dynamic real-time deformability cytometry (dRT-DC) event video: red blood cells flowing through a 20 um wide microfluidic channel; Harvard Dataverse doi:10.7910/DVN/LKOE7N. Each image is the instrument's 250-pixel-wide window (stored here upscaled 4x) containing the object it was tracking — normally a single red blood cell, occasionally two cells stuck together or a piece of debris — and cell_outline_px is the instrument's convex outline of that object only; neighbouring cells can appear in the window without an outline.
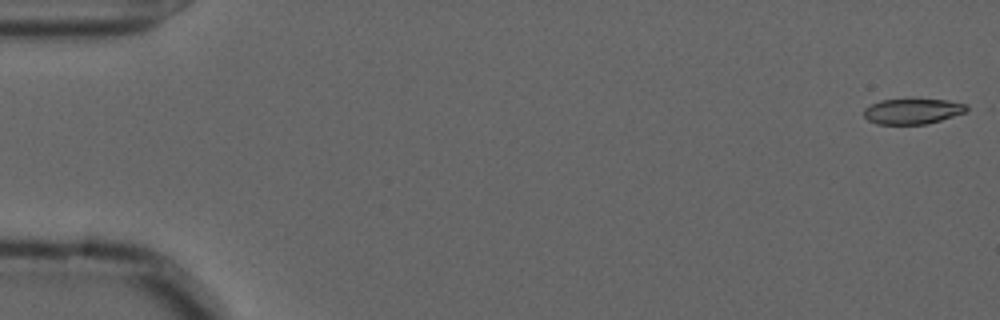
{"species": "common noctule bat (a hibernating species)", "species_latin": "Nyctalus noctula", "temperature_condition": "cold", "stored_images_in_passage": 56, "camera_frame_rate_fps": 3000, "um_per_image_px": 0.085, "animal": {"sex": "male", "forearm_length_mm": 52.5}, "frame": {"image": 1, "passage_image": 1, "time_ms": 0.0, "image_size_px": [1000, 320], "cell_outline_px": [[976, 108], [968, 112], [928, 124], [876, 124], [868, 120], [864, 116], [864, 108], [880, 100], [912, 96], [948, 100], [968, 104]], "centroid_in_image_um": [77.68, 9.4], "position_along_channel_um": 7.3, "area_um2": 16.47}}
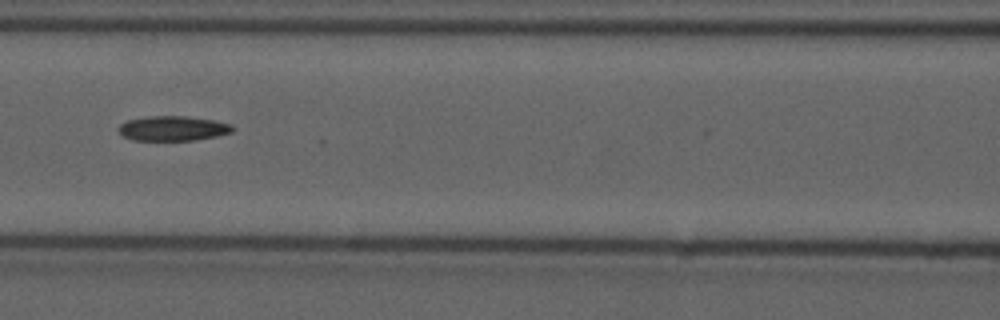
{"frame": {"image": 2, "passage_image": 25, "time_ms": 8.0, "image_size_px": [1000, 320], "cell_outline_px": [[236, 128], [232, 132], [216, 136], [196, 140], [132, 140], [124, 136], [120, 132], [120, 124], [128, 120], [148, 116], [184, 116], [212, 120], [232, 124]], "centroid_in_image_um": [14.73, 10.91], "position_along_channel_um": 151.9, "area_um2": 16.36}}
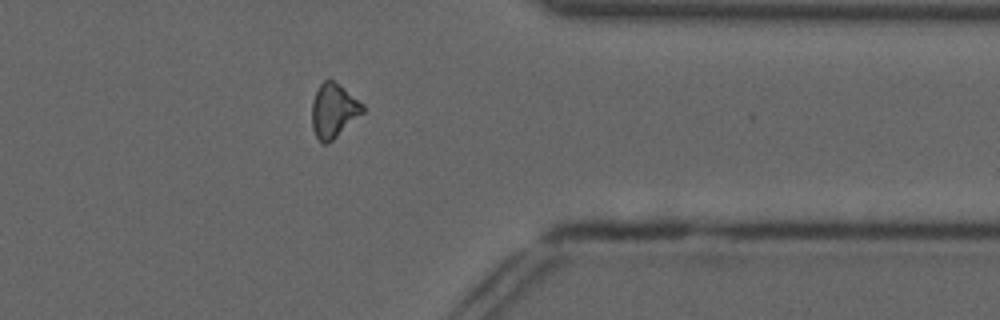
{"frame": {"image": 3, "passage_image": 45, "time_ms": 14.667, "image_size_px": [1000, 320], "cell_outline_px": [[364, 112], [328, 144], [320, 144], [312, 128], [312, 104], [316, 92], [320, 84], [324, 80], [332, 80], [344, 88], [364, 104]], "centroid_in_image_um": [28.35, 9.43], "position_along_channel_um": 383.0, "area_um2": 15.95}}